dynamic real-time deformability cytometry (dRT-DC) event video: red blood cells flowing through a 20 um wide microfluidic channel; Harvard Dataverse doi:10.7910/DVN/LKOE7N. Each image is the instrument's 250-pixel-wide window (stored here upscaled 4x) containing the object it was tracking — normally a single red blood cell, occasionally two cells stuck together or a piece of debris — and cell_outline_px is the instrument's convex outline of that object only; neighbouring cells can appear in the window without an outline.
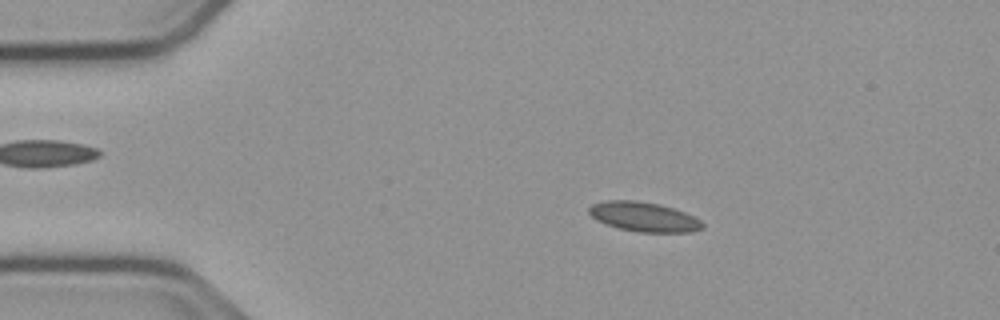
{"species": "common noctule bat (a hibernating species)", "species_latin": "Nyctalus noctula", "temperature_condition": "cold", "stored_images_in_passage": 54, "camera_frame_rate_fps": 3000, "um_per_image_px": 0.085, "animal": {"sex": "male", "body_mass_g": 23.1, "forearm_length_mm": 52.7}, "frame": {"image": 1, "passage_image": 10, "time_ms": 3.0, "image_size_px": [1000, 320], "cell_outline_px": [[704, 228], [692, 232], [636, 232], [616, 228], [604, 224], [596, 220], [588, 212], [588, 208], [592, 204], [604, 200], [636, 200], [660, 204], [684, 212], [700, 220], [704, 224]], "centroid_in_image_um": [54.69, 18.43], "position_along_channel_um": 30.3, "area_um2": 19.77}}
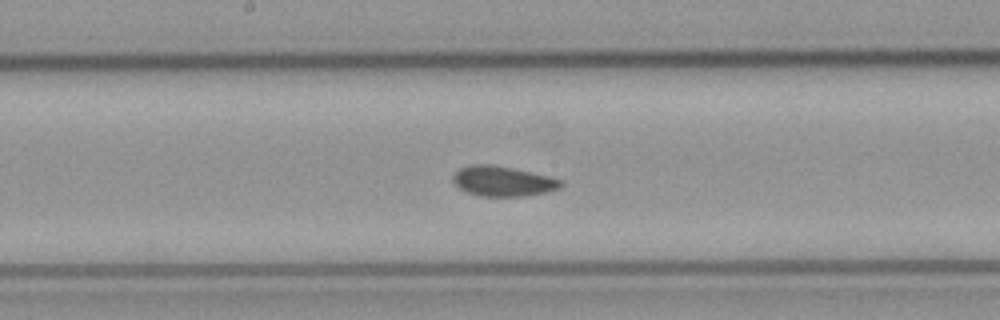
{"frame": {"image": 2, "passage_image": 28, "time_ms": 9.0, "image_size_px": [1000, 320], "cell_outline_px": [[564, 184], [560, 188], [544, 192], [524, 196], [480, 196], [468, 192], [460, 188], [452, 180], [452, 176], [460, 168], [468, 164], [496, 164], [532, 172], [564, 180]], "centroid_in_image_um": [42.75, 15.38], "position_along_channel_um": 205.4, "area_um2": 19.02}}
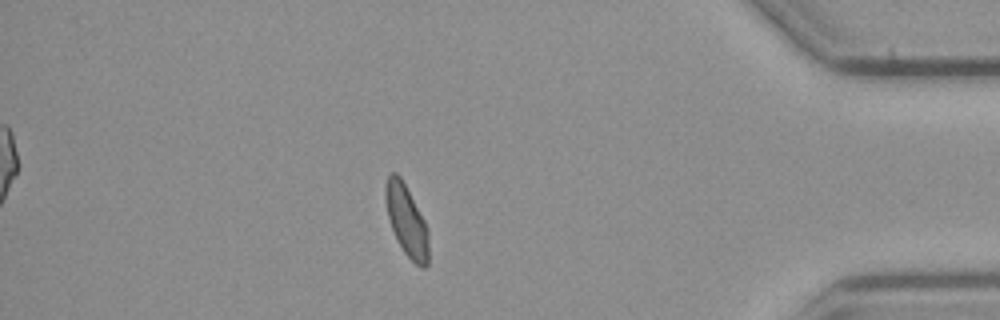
{"frame": {"image": 3, "passage_image": 47, "time_ms": 15.333, "image_size_px": [1000, 320], "cell_outline_px": [[428, 264], [424, 268], [420, 268], [404, 252], [396, 240], [388, 216], [384, 196], [384, 188], [388, 176], [392, 172], [396, 172], [400, 176], [424, 220], [428, 228]], "centroid_in_image_um": [34.55, 18.76], "position_along_channel_um": 400.7, "area_um2": 17.74}, "authors_computed_cell_mechanics": {"area_um2": 18.6405, "velocity_mm_per_s": 3.767, "shape_relaxation_time_tau1_ms": 8.7297, "shape_relaxation_time_tau2_ms": 3.1748, "deformation_change_tau1": 0.1039, "deformation_change_tau2": 0.06}}